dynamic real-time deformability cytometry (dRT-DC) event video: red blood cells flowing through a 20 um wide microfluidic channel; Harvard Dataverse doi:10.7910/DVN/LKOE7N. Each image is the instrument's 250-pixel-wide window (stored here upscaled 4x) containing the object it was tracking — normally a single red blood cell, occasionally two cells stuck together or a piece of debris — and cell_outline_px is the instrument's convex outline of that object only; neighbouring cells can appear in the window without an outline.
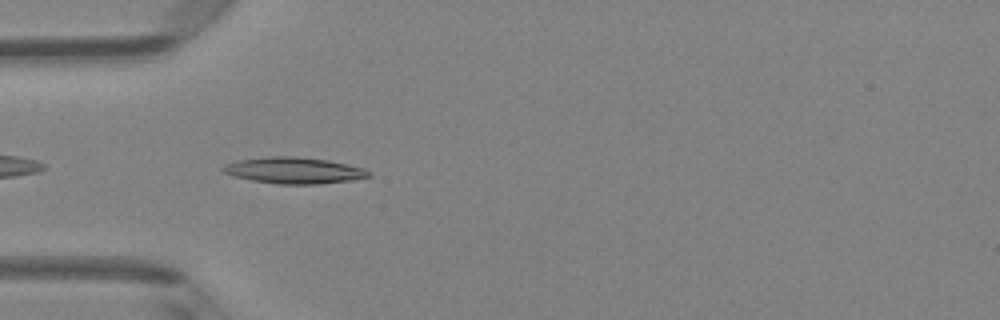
{"species": "Egyptian fruit bat (a non-hibernating species)", "species_latin": "Rousettus aegyptiacus", "temperature_condition": "room temperature", "stored_images_in_passage": 6, "camera_frame_rate_fps": 3000, "um_per_image_px": 0.085, "animal": {"sex": "female"}, "frame": {"image": 1, "passage_image": 5, "time_ms": 4.667, "image_size_px": [1000, 320], "cell_outline_px": [[372, 176], [352, 180], [320, 184], [276, 184], [252, 180], [232, 176], [224, 172], [220, 168], [224, 164], [240, 160], [264, 156], [296, 156], [328, 160], [364, 168], [372, 172]], "centroid_in_image_um": [24.99, 14.48], "position_along_channel_um": 60.0, "area_um2": 22.54}}
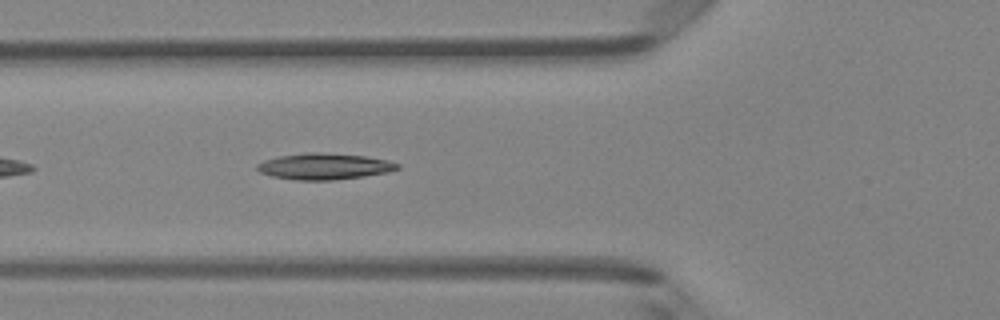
{"frame": {"image": 2, "passage_image": 6, "time_ms": 5.667, "image_size_px": [1000, 320], "cell_outline_px": [[400, 168], [388, 172], [364, 176], [332, 180], [296, 180], [272, 176], [260, 172], [256, 168], [256, 164], [264, 160], [280, 156], [304, 152], [320, 152], [364, 156], [388, 160], [400, 164]], "centroid_in_image_um": [27.56, 14.14], "position_along_channel_um": 98.2, "area_um2": 21.44}}